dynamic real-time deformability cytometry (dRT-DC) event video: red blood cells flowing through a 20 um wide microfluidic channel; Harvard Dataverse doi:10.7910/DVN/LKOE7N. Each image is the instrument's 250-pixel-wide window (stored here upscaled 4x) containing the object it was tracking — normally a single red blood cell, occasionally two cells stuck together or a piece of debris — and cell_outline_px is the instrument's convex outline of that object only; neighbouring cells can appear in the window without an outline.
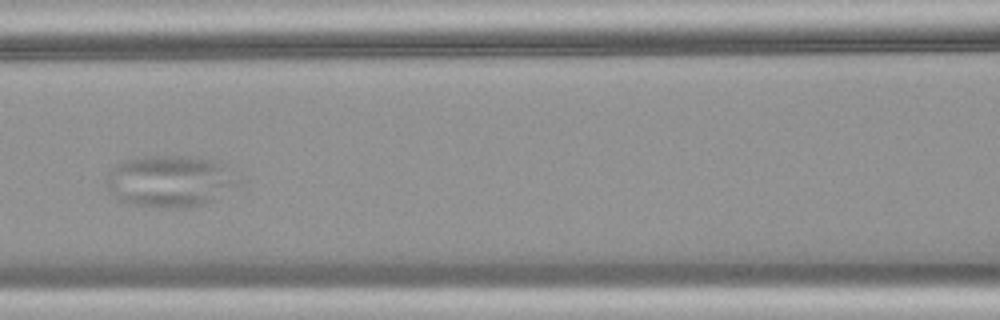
{"species": "common noctule bat (a hibernating species)", "species_latin": "Nyctalus noctula", "temperature_condition": "warm", "stored_images_in_passage": 35, "camera_frame_rate_fps": 3000, "um_per_image_px": 0.085, "animal": {"sex": "female", "body_mass_g": 18.4}, "frame": {"image": 1, "passage_image": 8, "time_ms": 2.333, "image_size_px": [1000, 320], "cell_outline_px": [[240, 184], [212, 200], [204, 204], [180, 208], [164, 208], [128, 204], [116, 196], [108, 188], [108, 180], [116, 164], [128, 160], [144, 156], [184, 156], [208, 160], [220, 164]], "centroid_in_image_um": [14.42, 15.42], "position_along_channel_um": 152.2, "area_um2": 38.38}}
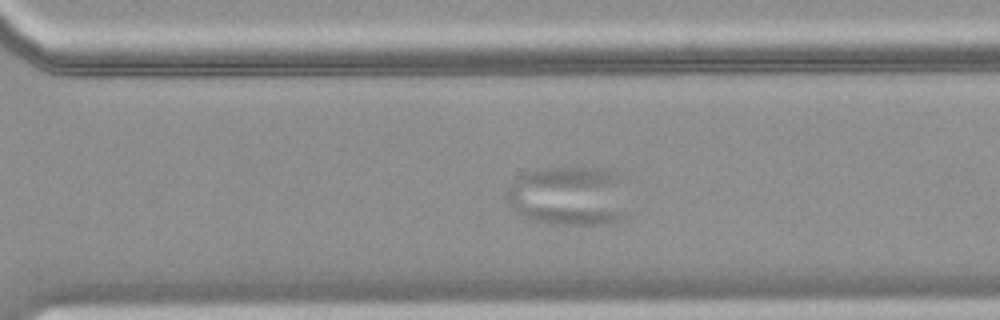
{"frame": {"image": 2, "passage_image": 21, "time_ms": 6.667, "image_size_px": [1000, 320], "cell_outline_px": [[628, 176], [624, 216], [608, 224], [552, 224], [528, 220], [516, 212], [508, 204], [504, 196], [508, 188], [516, 176], [524, 172], [536, 168], [568, 164], [596, 168], [616, 172]], "centroid_in_image_um": [48.35, 16.58], "position_along_channel_um": 322.2, "area_um2": 44.27}}
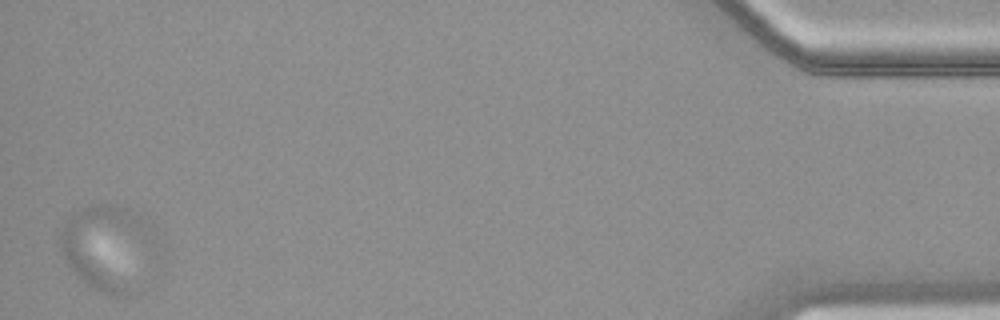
{"frame": {"image": 3, "passage_image": 35, "time_ms": 11.333, "image_size_px": [1000, 320], "cell_outline_px": [[140, 228], [128, 296], [112, 296], [100, 292], [92, 288], [68, 264], [60, 248], [60, 232], [64, 224], [72, 216], [92, 208], [104, 204], [116, 204], [132, 208]], "centroid_in_image_um": [8.71, 21.0], "position_along_channel_um": 426.5, "area_um2": 39.94}}